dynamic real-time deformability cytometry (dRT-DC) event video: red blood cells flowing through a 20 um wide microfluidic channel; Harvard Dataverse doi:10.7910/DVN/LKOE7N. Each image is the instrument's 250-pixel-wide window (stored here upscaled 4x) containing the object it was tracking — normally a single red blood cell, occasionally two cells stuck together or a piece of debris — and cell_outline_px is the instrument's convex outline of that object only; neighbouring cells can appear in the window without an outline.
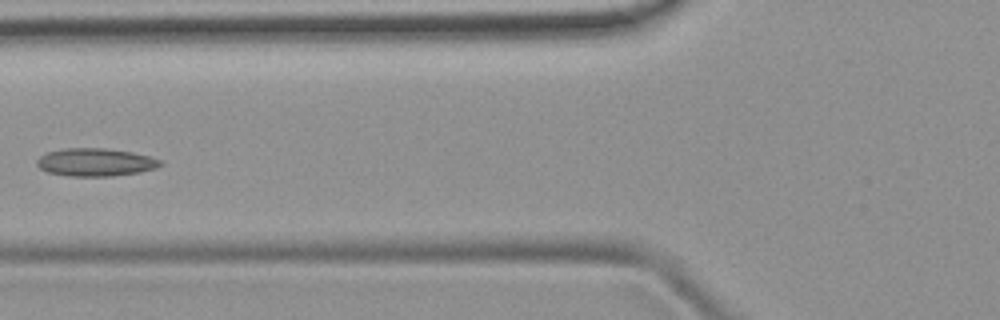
{"species": "common noctule bat (a hibernating species)", "species_latin": "Nyctalus noctula", "temperature_condition": "room temperature", "stored_images_in_passage": 4, "camera_frame_rate_fps": 3000, "um_per_image_px": 0.085, "animal": {"sex": "female", "body_mass_g": 19.9}, "frame": {"image": 1, "passage_image": 3, "time_ms": 3.333, "image_size_px": [1000, 320], "cell_outline_px": [[164, 164], [156, 168], [140, 172], [112, 176], [68, 176], [48, 172], [40, 168], [36, 164], [36, 160], [40, 156], [48, 152], [64, 148], [104, 148], [132, 152], [148, 156], [160, 160]], "centroid_in_image_um": [8.11, 13.79], "position_along_channel_um": 117.7, "area_um2": 20.06}}
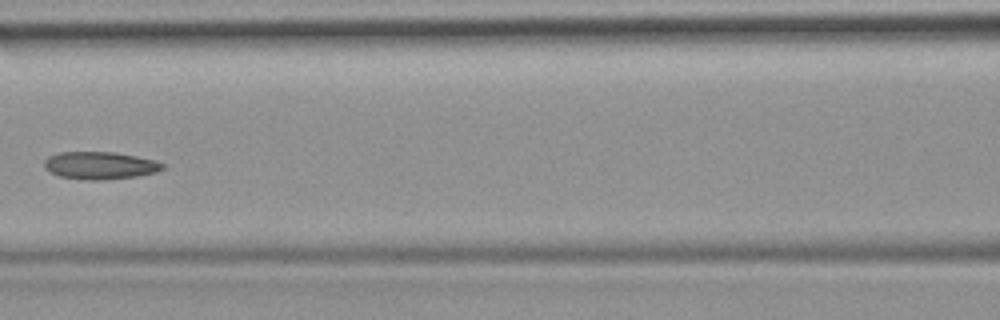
{"frame": {"image": 2, "passage_image": 4, "time_ms": 4.333, "image_size_px": [1000, 320], "cell_outline_px": [[164, 168], [156, 172], [136, 176], [100, 180], [88, 180], [60, 176], [48, 172], [44, 168], [44, 160], [48, 156], [60, 152], [116, 152], [156, 160], [164, 164]], "centroid_in_image_um": [8.48, 14.06], "position_along_channel_um": 158.1, "area_um2": 19.02}}